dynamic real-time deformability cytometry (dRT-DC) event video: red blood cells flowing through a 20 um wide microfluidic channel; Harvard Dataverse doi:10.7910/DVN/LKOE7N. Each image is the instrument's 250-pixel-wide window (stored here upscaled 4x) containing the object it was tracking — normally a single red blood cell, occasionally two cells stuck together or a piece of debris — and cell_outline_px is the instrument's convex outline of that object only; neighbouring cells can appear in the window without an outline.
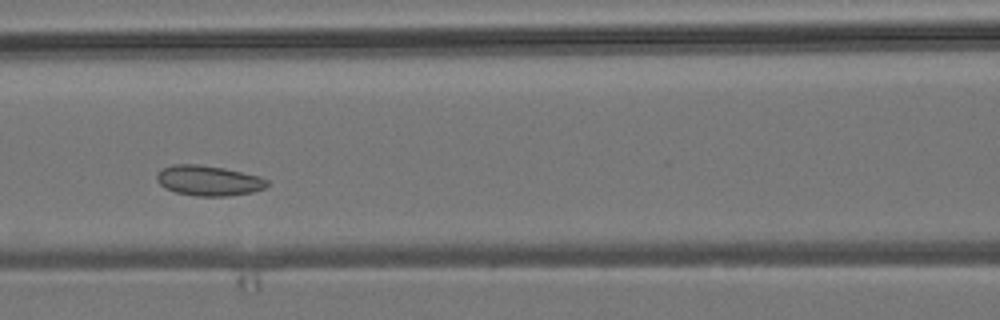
{"species": "common noctule bat (a hibernating species)", "species_latin": "Nyctalus noctula", "temperature_condition": "room temperature", "stored_images_in_passage": 7, "camera_frame_rate_fps": 3000, "um_per_image_px": 0.085, "animal": {"sex": "male", "body_mass_g": 19.2, "forearm_length_mm": 51.8}, "frame": {"image": 1, "passage_image": 5, "time_ms": 4.333, "image_size_px": [1000, 320], "cell_outline_px": [[268, 184], [264, 188], [252, 192], [228, 196], [196, 196], [176, 192], [164, 188], [156, 180], [156, 172], [172, 164], [196, 164], [224, 168], [260, 176], [268, 180]], "centroid_in_image_um": [17.7, 15.35], "position_along_channel_um": 148.9, "area_um2": 19.48}}
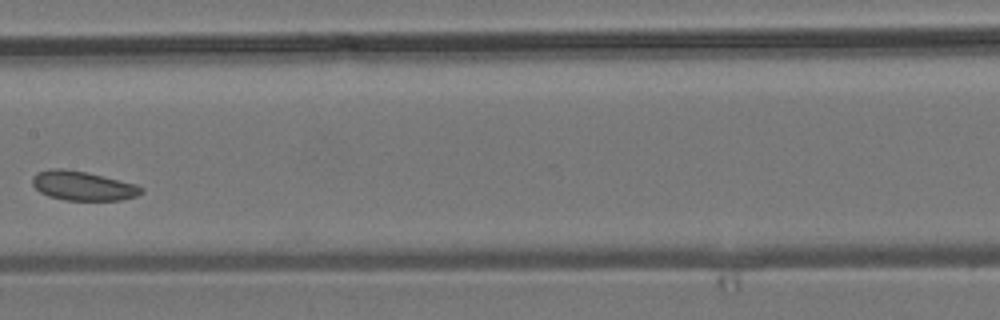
{"frame": {"image": 2, "passage_image": 6, "time_ms": 5.667, "image_size_px": [1000, 320], "cell_outline_px": [[144, 192], [136, 196], [120, 200], [64, 200], [48, 196], [40, 192], [32, 184], [32, 176], [36, 172], [52, 168], [64, 168], [88, 172], [136, 184], [144, 188]], "centroid_in_image_um": [7.03, 15.78], "position_along_channel_um": 200.4, "area_um2": 18.79}}
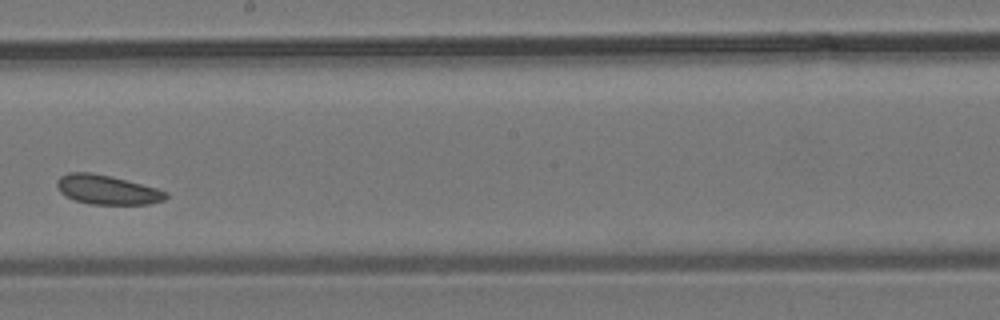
{"frame": {"image": 3, "passage_image": 7, "time_ms": 6.667, "image_size_px": [1000, 320], "cell_outline_px": [[168, 196], [164, 200], [148, 204], [88, 204], [76, 200], [60, 192], [56, 184], [56, 180], [60, 176], [68, 172], [92, 172], [112, 176], [156, 188], [168, 192]], "centroid_in_image_um": [9.1, 16.11], "position_along_channel_um": 239.1, "area_um2": 18.61}}